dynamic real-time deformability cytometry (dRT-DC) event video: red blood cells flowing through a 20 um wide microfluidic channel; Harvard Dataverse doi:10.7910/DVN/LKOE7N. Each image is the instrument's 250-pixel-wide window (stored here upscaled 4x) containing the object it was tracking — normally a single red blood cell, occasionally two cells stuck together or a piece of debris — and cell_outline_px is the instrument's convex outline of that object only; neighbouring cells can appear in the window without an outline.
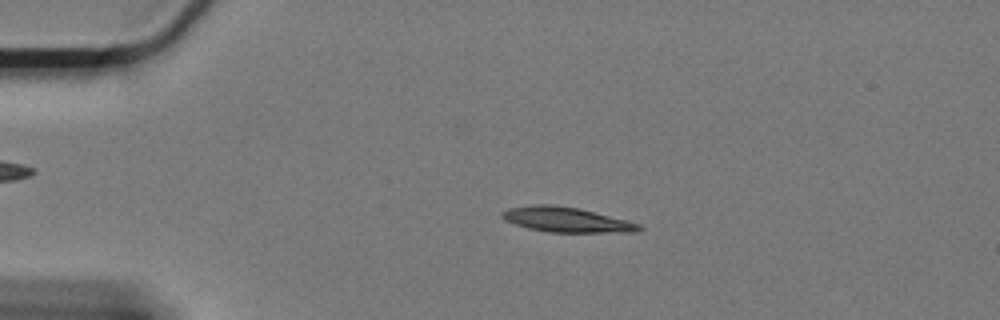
{"species": "Egyptian fruit bat (a non-hibernating species)", "species_latin": "Rousettus aegyptiacus", "temperature_condition": "cold", "stored_images_in_passage": 60, "camera_frame_rate_fps": 3000, "um_per_image_px": 0.085, "animal": {"sex": "female"}, "frame": {"image": 1, "passage_image": 13, "time_ms": 4.0, "image_size_px": [1000, 320], "cell_outline_px": [[644, 228], [640, 232], [548, 232], [528, 228], [504, 220], [500, 216], [500, 212], [508, 208], [532, 204], [552, 204], [580, 208], [628, 220], [640, 224]], "centroid_in_image_um": [48.16, 18.66], "position_along_channel_um": 36.8, "area_um2": 20.23}}
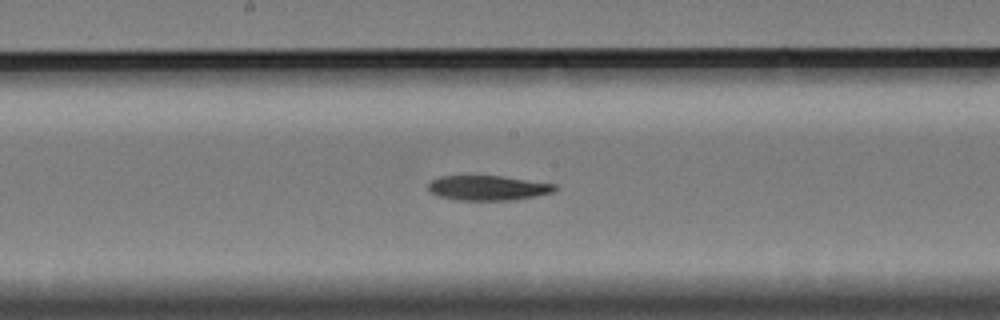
{"frame": {"image": 2, "passage_image": 32, "time_ms": 10.333, "image_size_px": [1000, 320], "cell_outline_px": [[560, 188], [552, 192], [516, 200], [460, 200], [436, 196], [428, 192], [428, 184], [432, 180], [440, 176], [504, 176], [556, 184]], "centroid_in_image_um": [41.47, 15.97], "position_along_channel_um": 206.7, "area_um2": 18.5}}
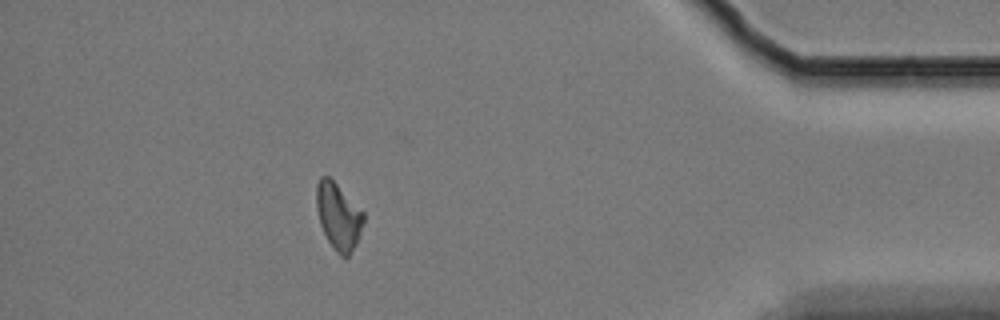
{"frame": {"image": 3, "passage_image": 54, "time_ms": 17.667, "image_size_px": [1000, 320], "cell_outline_px": [[364, 224], [356, 244], [348, 256], [340, 256], [336, 252], [328, 240], [320, 224], [316, 208], [316, 184], [320, 176], [328, 176], [364, 212]], "centroid_in_image_um": [28.76, 18.38], "position_along_channel_um": 406.4, "area_um2": 18.15}, "authors_computed_cell_mechanics": {"area_um2": 19.0451, "velocity_mm_per_s": 3.296, "shape_relaxation_time_tau1_ms": 7.0509, "shape_relaxation_time_tau2_ms": null, "deformation_change_tau1": 0.1452, "deformation_change_tau2": null}}